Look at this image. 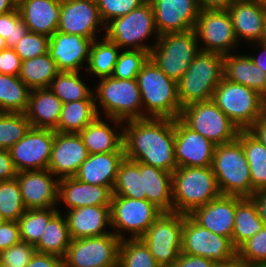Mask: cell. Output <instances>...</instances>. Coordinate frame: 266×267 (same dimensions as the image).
<instances>
[{"instance_id":"ab89813d","label":"cell","mask_w":266,"mask_h":267,"mask_svg":"<svg viewBox=\"0 0 266 267\" xmlns=\"http://www.w3.org/2000/svg\"><path fill=\"white\" fill-rule=\"evenodd\" d=\"M101 40H93L87 64L88 67H84L87 72L94 74L95 77L97 76L100 79L113 75L120 53L119 49H121L105 36Z\"/></svg>"},{"instance_id":"60d3db41","label":"cell","mask_w":266,"mask_h":267,"mask_svg":"<svg viewBox=\"0 0 266 267\" xmlns=\"http://www.w3.org/2000/svg\"><path fill=\"white\" fill-rule=\"evenodd\" d=\"M62 103L95 99L94 92L80 78L79 72H59L48 87Z\"/></svg>"},{"instance_id":"681fc988","label":"cell","mask_w":266,"mask_h":267,"mask_svg":"<svg viewBox=\"0 0 266 267\" xmlns=\"http://www.w3.org/2000/svg\"><path fill=\"white\" fill-rule=\"evenodd\" d=\"M49 37L28 32L12 48L22 61L44 55L48 52Z\"/></svg>"},{"instance_id":"836d02e7","label":"cell","mask_w":266,"mask_h":267,"mask_svg":"<svg viewBox=\"0 0 266 267\" xmlns=\"http://www.w3.org/2000/svg\"><path fill=\"white\" fill-rule=\"evenodd\" d=\"M263 227L264 224L253 201L249 197L236 196L234 229L231 235L233 246L238 249Z\"/></svg>"},{"instance_id":"30bf717a","label":"cell","mask_w":266,"mask_h":267,"mask_svg":"<svg viewBox=\"0 0 266 267\" xmlns=\"http://www.w3.org/2000/svg\"><path fill=\"white\" fill-rule=\"evenodd\" d=\"M179 118L215 145L235 140L240 131L212 99L185 106Z\"/></svg>"},{"instance_id":"2644e50d","label":"cell","mask_w":266,"mask_h":267,"mask_svg":"<svg viewBox=\"0 0 266 267\" xmlns=\"http://www.w3.org/2000/svg\"><path fill=\"white\" fill-rule=\"evenodd\" d=\"M245 267H260V266H245ZM262 267V266H261Z\"/></svg>"},{"instance_id":"4fadbf2b","label":"cell","mask_w":266,"mask_h":267,"mask_svg":"<svg viewBox=\"0 0 266 267\" xmlns=\"http://www.w3.org/2000/svg\"><path fill=\"white\" fill-rule=\"evenodd\" d=\"M181 253L205 257L215 263H226L237 258V249L228 237L209 231L184 214Z\"/></svg>"},{"instance_id":"44dd1931","label":"cell","mask_w":266,"mask_h":267,"mask_svg":"<svg viewBox=\"0 0 266 267\" xmlns=\"http://www.w3.org/2000/svg\"><path fill=\"white\" fill-rule=\"evenodd\" d=\"M88 155L79 133L55 132L47 169L59 180L74 177Z\"/></svg>"},{"instance_id":"d6986e66","label":"cell","mask_w":266,"mask_h":267,"mask_svg":"<svg viewBox=\"0 0 266 267\" xmlns=\"http://www.w3.org/2000/svg\"><path fill=\"white\" fill-rule=\"evenodd\" d=\"M26 209L55 208L59 179L48 169L22 171L16 175Z\"/></svg>"},{"instance_id":"f907efd6","label":"cell","mask_w":266,"mask_h":267,"mask_svg":"<svg viewBox=\"0 0 266 267\" xmlns=\"http://www.w3.org/2000/svg\"><path fill=\"white\" fill-rule=\"evenodd\" d=\"M100 17L106 25L112 19L127 15L147 0H95Z\"/></svg>"},{"instance_id":"a7ac6f4b","label":"cell","mask_w":266,"mask_h":267,"mask_svg":"<svg viewBox=\"0 0 266 267\" xmlns=\"http://www.w3.org/2000/svg\"><path fill=\"white\" fill-rule=\"evenodd\" d=\"M7 48L6 40L0 35V52Z\"/></svg>"},{"instance_id":"bcb514c9","label":"cell","mask_w":266,"mask_h":267,"mask_svg":"<svg viewBox=\"0 0 266 267\" xmlns=\"http://www.w3.org/2000/svg\"><path fill=\"white\" fill-rule=\"evenodd\" d=\"M237 258L244 266L266 267V226L237 249Z\"/></svg>"},{"instance_id":"6da1fadb","label":"cell","mask_w":266,"mask_h":267,"mask_svg":"<svg viewBox=\"0 0 266 267\" xmlns=\"http://www.w3.org/2000/svg\"><path fill=\"white\" fill-rule=\"evenodd\" d=\"M124 122L125 158L170 173L176 170L174 119L146 117Z\"/></svg>"},{"instance_id":"7dc6e473","label":"cell","mask_w":266,"mask_h":267,"mask_svg":"<svg viewBox=\"0 0 266 267\" xmlns=\"http://www.w3.org/2000/svg\"><path fill=\"white\" fill-rule=\"evenodd\" d=\"M149 58V52L126 49L119 53L113 77L116 79H136L142 66Z\"/></svg>"},{"instance_id":"680465c9","label":"cell","mask_w":266,"mask_h":267,"mask_svg":"<svg viewBox=\"0 0 266 267\" xmlns=\"http://www.w3.org/2000/svg\"><path fill=\"white\" fill-rule=\"evenodd\" d=\"M249 198L255 204L258 215L266 226V189L255 191Z\"/></svg>"},{"instance_id":"ac0fdd59","label":"cell","mask_w":266,"mask_h":267,"mask_svg":"<svg viewBox=\"0 0 266 267\" xmlns=\"http://www.w3.org/2000/svg\"><path fill=\"white\" fill-rule=\"evenodd\" d=\"M100 26L105 31L95 0H62L57 31L95 40Z\"/></svg>"},{"instance_id":"ba28073f","label":"cell","mask_w":266,"mask_h":267,"mask_svg":"<svg viewBox=\"0 0 266 267\" xmlns=\"http://www.w3.org/2000/svg\"><path fill=\"white\" fill-rule=\"evenodd\" d=\"M105 31L104 36L122 50L127 47L126 49L149 53L154 46L145 45L143 41L149 39L154 33L157 38L160 36L156 29L153 9L148 0L127 15L112 19L105 25Z\"/></svg>"},{"instance_id":"9a60e30c","label":"cell","mask_w":266,"mask_h":267,"mask_svg":"<svg viewBox=\"0 0 266 267\" xmlns=\"http://www.w3.org/2000/svg\"><path fill=\"white\" fill-rule=\"evenodd\" d=\"M193 30L198 43L203 42L199 48L201 51L224 56L232 53L230 51L238 45L232 20L227 10H200Z\"/></svg>"},{"instance_id":"9f6ffc18","label":"cell","mask_w":266,"mask_h":267,"mask_svg":"<svg viewBox=\"0 0 266 267\" xmlns=\"http://www.w3.org/2000/svg\"><path fill=\"white\" fill-rule=\"evenodd\" d=\"M215 262L205 257L180 253L171 267H214Z\"/></svg>"},{"instance_id":"be15d7a7","label":"cell","mask_w":266,"mask_h":267,"mask_svg":"<svg viewBox=\"0 0 266 267\" xmlns=\"http://www.w3.org/2000/svg\"><path fill=\"white\" fill-rule=\"evenodd\" d=\"M17 8L15 0H0V14L13 11Z\"/></svg>"},{"instance_id":"52a82bcc","label":"cell","mask_w":266,"mask_h":267,"mask_svg":"<svg viewBox=\"0 0 266 267\" xmlns=\"http://www.w3.org/2000/svg\"><path fill=\"white\" fill-rule=\"evenodd\" d=\"M155 42L149 57L170 79L178 82L200 51L195 31L161 34Z\"/></svg>"},{"instance_id":"f35d334b","label":"cell","mask_w":266,"mask_h":267,"mask_svg":"<svg viewBox=\"0 0 266 267\" xmlns=\"http://www.w3.org/2000/svg\"><path fill=\"white\" fill-rule=\"evenodd\" d=\"M31 89L18 77L0 73V112L25 113Z\"/></svg>"},{"instance_id":"ee69618b","label":"cell","mask_w":266,"mask_h":267,"mask_svg":"<svg viewBox=\"0 0 266 267\" xmlns=\"http://www.w3.org/2000/svg\"><path fill=\"white\" fill-rule=\"evenodd\" d=\"M30 128L25 113L0 112V149L9 150Z\"/></svg>"},{"instance_id":"ffe728a7","label":"cell","mask_w":266,"mask_h":267,"mask_svg":"<svg viewBox=\"0 0 266 267\" xmlns=\"http://www.w3.org/2000/svg\"><path fill=\"white\" fill-rule=\"evenodd\" d=\"M148 2L153 9L159 35L194 29L200 12L198 0H148Z\"/></svg>"},{"instance_id":"f1b7e54d","label":"cell","mask_w":266,"mask_h":267,"mask_svg":"<svg viewBox=\"0 0 266 267\" xmlns=\"http://www.w3.org/2000/svg\"><path fill=\"white\" fill-rule=\"evenodd\" d=\"M62 101L49 88L31 90L25 112L31 127L55 129L62 109Z\"/></svg>"},{"instance_id":"83f0119b","label":"cell","mask_w":266,"mask_h":267,"mask_svg":"<svg viewBox=\"0 0 266 267\" xmlns=\"http://www.w3.org/2000/svg\"><path fill=\"white\" fill-rule=\"evenodd\" d=\"M125 152L89 154L74 176L84 183L110 187L113 190Z\"/></svg>"},{"instance_id":"f5cc1de1","label":"cell","mask_w":266,"mask_h":267,"mask_svg":"<svg viewBox=\"0 0 266 267\" xmlns=\"http://www.w3.org/2000/svg\"><path fill=\"white\" fill-rule=\"evenodd\" d=\"M22 60L13 48L7 47L0 52V73L19 76Z\"/></svg>"},{"instance_id":"2e32d148","label":"cell","mask_w":266,"mask_h":267,"mask_svg":"<svg viewBox=\"0 0 266 267\" xmlns=\"http://www.w3.org/2000/svg\"><path fill=\"white\" fill-rule=\"evenodd\" d=\"M55 132L54 129L31 127L25 136L9 149L18 172L47 169Z\"/></svg>"},{"instance_id":"7a4b0ae2","label":"cell","mask_w":266,"mask_h":267,"mask_svg":"<svg viewBox=\"0 0 266 267\" xmlns=\"http://www.w3.org/2000/svg\"><path fill=\"white\" fill-rule=\"evenodd\" d=\"M146 117L176 119L181 113L177 82L149 57L136 77ZM145 111H148L147 113ZM149 114V115H148Z\"/></svg>"},{"instance_id":"e575fe53","label":"cell","mask_w":266,"mask_h":267,"mask_svg":"<svg viewBox=\"0 0 266 267\" xmlns=\"http://www.w3.org/2000/svg\"><path fill=\"white\" fill-rule=\"evenodd\" d=\"M71 242L66 216L58 211L48 222L39 241L34 245L36 252L53 254L64 258Z\"/></svg>"},{"instance_id":"8d00e7d4","label":"cell","mask_w":266,"mask_h":267,"mask_svg":"<svg viewBox=\"0 0 266 267\" xmlns=\"http://www.w3.org/2000/svg\"><path fill=\"white\" fill-rule=\"evenodd\" d=\"M59 73L55 61L47 52L44 55L22 61L19 78L31 89L48 88Z\"/></svg>"},{"instance_id":"e7e4bbea","label":"cell","mask_w":266,"mask_h":267,"mask_svg":"<svg viewBox=\"0 0 266 267\" xmlns=\"http://www.w3.org/2000/svg\"><path fill=\"white\" fill-rule=\"evenodd\" d=\"M214 267H245L238 258L226 263H216Z\"/></svg>"},{"instance_id":"8fae6325","label":"cell","mask_w":266,"mask_h":267,"mask_svg":"<svg viewBox=\"0 0 266 267\" xmlns=\"http://www.w3.org/2000/svg\"><path fill=\"white\" fill-rule=\"evenodd\" d=\"M162 213L161 209L146 199L112 195L110 227L116 229L113 233L120 240L125 239V232L131 233L132 239L141 238Z\"/></svg>"},{"instance_id":"91938a15","label":"cell","mask_w":266,"mask_h":267,"mask_svg":"<svg viewBox=\"0 0 266 267\" xmlns=\"http://www.w3.org/2000/svg\"><path fill=\"white\" fill-rule=\"evenodd\" d=\"M247 131L266 147V120L258 118Z\"/></svg>"},{"instance_id":"89a4df30","label":"cell","mask_w":266,"mask_h":267,"mask_svg":"<svg viewBox=\"0 0 266 267\" xmlns=\"http://www.w3.org/2000/svg\"><path fill=\"white\" fill-rule=\"evenodd\" d=\"M6 221L1 215H0V225H2Z\"/></svg>"},{"instance_id":"603a6c76","label":"cell","mask_w":266,"mask_h":267,"mask_svg":"<svg viewBox=\"0 0 266 267\" xmlns=\"http://www.w3.org/2000/svg\"><path fill=\"white\" fill-rule=\"evenodd\" d=\"M235 211L236 196L220 195L209 203L195 208L189 216L201 227L231 239Z\"/></svg>"},{"instance_id":"03108f58","label":"cell","mask_w":266,"mask_h":267,"mask_svg":"<svg viewBox=\"0 0 266 267\" xmlns=\"http://www.w3.org/2000/svg\"><path fill=\"white\" fill-rule=\"evenodd\" d=\"M261 118L266 120V92L261 95Z\"/></svg>"},{"instance_id":"277c9868","label":"cell","mask_w":266,"mask_h":267,"mask_svg":"<svg viewBox=\"0 0 266 267\" xmlns=\"http://www.w3.org/2000/svg\"><path fill=\"white\" fill-rule=\"evenodd\" d=\"M224 56L218 53L199 51L188 69L177 82L181 108L210 100L223 78Z\"/></svg>"},{"instance_id":"6f0895ef","label":"cell","mask_w":266,"mask_h":267,"mask_svg":"<svg viewBox=\"0 0 266 267\" xmlns=\"http://www.w3.org/2000/svg\"><path fill=\"white\" fill-rule=\"evenodd\" d=\"M17 173L9 150L0 149V181L12 180L16 178Z\"/></svg>"},{"instance_id":"f6af8a7d","label":"cell","mask_w":266,"mask_h":267,"mask_svg":"<svg viewBox=\"0 0 266 267\" xmlns=\"http://www.w3.org/2000/svg\"><path fill=\"white\" fill-rule=\"evenodd\" d=\"M26 210L17 179L0 181V215L6 221H18Z\"/></svg>"},{"instance_id":"cb8c5ba5","label":"cell","mask_w":266,"mask_h":267,"mask_svg":"<svg viewBox=\"0 0 266 267\" xmlns=\"http://www.w3.org/2000/svg\"><path fill=\"white\" fill-rule=\"evenodd\" d=\"M227 11L238 42H259L266 19L265 0H236Z\"/></svg>"},{"instance_id":"8992f818","label":"cell","mask_w":266,"mask_h":267,"mask_svg":"<svg viewBox=\"0 0 266 267\" xmlns=\"http://www.w3.org/2000/svg\"><path fill=\"white\" fill-rule=\"evenodd\" d=\"M95 89V101H99L107 119L116 125L124 121L145 118L141 93L136 79H116L113 76L100 79ZM123 121V122H122Z\"/></svg>"},{"instance_id":"d6a6232c","label":"cell","mask_w":266,"mask_h":267,"mask_svg":"<svg viewBox=\"0 0 266 267\" xmlns=\"http://www.w3.org/2000/svg\"><path fill=\"white\" fill-rule=\"evenodd\" d=\"M95 99H84L62 104L58 126L54 129L61 133H79L99 115Z\"/></svg>"},{"instance_id":"e0dca14e","label":"cell","mask_w":266,"mask_h":267,"mask_svg":"<svg viewBox=\"0 0 266 267\" xmlns=\"http://www.w3.org/2000/svg\"><path fill=\"white\" fill-rule=\"evenodd\" d=\"M174 152L177 167H211L216 145L189 128L179 117L174 119Z\"/></svg>"},{"instance_id":"003e7915","label":"cell","mask_w":266,"mask_h":267,"mask_svg":"<svg viewBox=\"0 0 266 267\" xmlns=\"http://www.w3.org/2000/svg\"><path fill=\"white\" fill-rule=\"evenodd\" d=\"M259 43L266 46V19L264 22L263 35H262L261 39L259 40Z\"/></svg>"},{"instance_id":"d590c367","label":"cell","mask_w":266,"mask_h":267,"mask_svg":"<svg viewBox=\"0 0 266 267\" xmlns=\"http://www.w3.org/2000/svg\"><path fill=\"white\" fill-rule=\"evenodd\" d=\"M237 139L243 146L249 164L253 190L266 189V147L247 130H240Z\"/></svg>"},{"instance_id":"9c48e42d","label":"cell","mask_w":266,"mask_h":267,"mask_svg":"<svg viewBox=\"0 0 266 267\" xmlns=\"http://www.w3.org/2000/svg\"><path fill=\"white\" fill-rule=\"evenodd\" d=\"M212 100L239 130H247L261 116V95L225 78L214 90Z\"/></svg>"},{"instance_id":"b9f144b4","label":"cell","mask_w":266,"mask_h":267,"mask_svg":"<svg viewBox=\"0 0 266 267\" xmlns=\"http://www.w3.org/2000/svg\"><path fill=\"white\" fill-rule=\"evenodd\" d=\"M57 212L56 208L26 210L18 220L21 241L35 245L42 236L49 220Z\"/></svg>"},{"instance_id":"6125c7cd","label":"cell","mask_w":266,"mask_h":267,"mask_svg":"<svg viewBox=\"0 0 266 267\" xmlns=\"http://www.w3.org/2000/svg\"><path fill=\"white\" fill-rule=\"evenodd\" d=\"M254 44L258 45L262 50L261 54L258 55V57L255 56H250L252 61L254 62L257 67L262 69L264 72H266V46L259 43V42H254Z\"/></svg>"},{"instance_id":"4dcf8cb0","label":"cell","mask_w":266,"mask_h":267,"mask_svg":"<svg viewBox=\"0 0 266 267\" xmlns=\"http://www.w3.org/2000/svg\"><path fill=\"white\" fill-rule=\"evenodd\" d=\"M109 125L98 116L92 123L79 132L89 154L124 152L123 127L120 133H118L117 130L115 131Z\"/></svg>"},{"instance_id":"94428289","label":"cell","mask_w":266,"mask_h":267,"mask_svg":"<svg viewBox=\"0 0 266 267\" xmlns=\"http://www.w3.org/2000/svg\"><path fill=\"white\" fill-rule=\"evenodd\" d=\"M236 0H198L200 10H227Z\"/></svg>"},{"instance_id":"816d5d0a","label":"cell","mask_w":266,"mask_h":267,"mask_svg":"<svg viewBox=\"0 0 266 267\" xmlns=\"http://www.w3.org/2000/svg\"><path fill=\"white\" fill-rule=\"evenodd\" d=\"M35 253L34 245L20 241L0 252V267H26Z\"/></svg>"},{"instance_id":"11a10c76","label":"cell","mask_w":266,"mask_h":267,"mask_svg":"<svg viewBox=\"0 0 266 267\" xmlns=\"http://www.w3.org/2000/svg\"><path fill=\"white\" fill-rule=\"evenodd\" d=\"M26 267H64V259L53 254L36 252Z\"/></svg>"},{"instance_id":"3957f363","label":"cell","mask_w":266,"mask_h":267,"mask_svg":"<svg viewBox=\"0 0 266 267\" xmlns=\"http://www.w3.org/2000/svg\"><path fill=\"white\" fill-rule=\"evenodd\" d=\"M221 195L212 167H177L172 173L173 212L189 215Z\"/></svg>"},{"instance_id":"5bb4252c","label":"cell","mask_w":266,"mask_h":267,"mask_svg":"<svg viewBox=\"0 0 266 267\" xmlns=\"http://www.w3.org/2000/svg\"><path fill=\"white\" fill-rule=\"evenodd\" d=\"M120 239L112 232L98 237L71 239L64 267H117Z\"/></svg>"},{"instance_id":"5b68a950","label":"cell","mask_w":266,"mask_h":267,"mask_svg":"<svg viewBox=\"0 0 266 267\" xmlns=\"http://www.w3.org/2000/svg\"><path fill=\"white\" fill-rule=\"evenodd\" d=\"M211 167L221 195L250 197L255 192L251 184L249 164L237 138L216 145Z\"/></svg>"},{"instance_id":"c3c4849f","label":"cell","mask_w":266,"mask_h":267,"mask_svg":"<svg viewBox=\"0 0 266 267\" xmlns=\"http://www.w3.org/2000/svg\"><path fill=\"white\" fill-rule=\"evenodd\" d=\"M29 32L21 19L18 8L0 14V35L6 40L7 47H13Z\"/></svg>"},{"instance_id":"d4e9b609","label":"cell","mask_w":266,"mask_h":267,"mask_svg":"<svg viewBox=\"0 0 266 267\" xmlns=\"http://www.w3.org/2000/svg\"><path fill=\"white\" fill-rule=\"evenodd\" d=\"M112 195L110 187L84 183L75 177L59 180L58 200L69 210L84 206H111Z\"/></svg>"},{"instance_id":"7bdbcfd3","label":"cell","mask_w":266,"mask_h":267,"mask_svg":"<svg viewBox=\"0 0 266 267\" xmlns=\"http://www.w3.org/2000/svg\"><path fill=\"white\" fill-rule=\"evenodd\" d=\"M119 267H161L140 239L126 238L119 244Z\"/></svg>"},{"instance_id":"7402d4cb","label":"cell","mask_w":266,"mask_h":267,"mask_svg":"<svg viewBox=\"0 0 266 267\" xmlns=\"http://www.w3.org/2000/svg\"><path fill=\"white\" fill-rule=\"evenodd\" d=\"M93 40L77 34L56 31L49 38L48 53L59 72H79L89 61Z\"/></svg>"},{"instance_id":"4316f807","label":"cell","mask_w":266,"mask_h":267,"mask_svg":"<svg viewBox=\"0 0 266 267\" xmlns=\"http://www.w3.org/2000/svg\"><path fill=\"white\" fill-rule=\"evenodd\" d=\"M69 211V212H68ZM66 213L71 239L103 236L111 226L110 206H84Z\"/></svg>"},{"instance_id":"db71d44e","label":"cell","mask_w":266,"mask_h":267,"mask_svg":"<svg viewBox=\"0 0 266 267\" xmlns=\"http://www.w3.org/2000/svg\"><path fill=\"white\" fill-rule=\"evenodd\" d=\"M20 228L18 221H4L0 225V252L20 242Z\"/></svg>"},{"instance_id":"74e56055","label":"cell","mask_w":266,"mask_h":267,"mask_svg":"<svg viewBox=\"0 0 266 267\" xmlns=\"http://www.w3.org/2000/svg\"><path fill=\"white\" fill-rule=\"evenodd\" d=\"M113 195L146 199L143 183V163L124 158L117 172Z\"/></svg>"},{"instance_id":"7c38bea8","label":"cell","mask_w":266,"mask_h":267,"mask_svg":"<svg viewBox=\"0 0 266 267\" xmlns=\"http://www.w3.org/2000/svg\"><path fill=\"white\" fill-rule=\"evenodd\" d=\"M184 214L163 212L140 238L161 267H171L181 253Z\"/></svg>"},{"instance_id":"1f68e13d","label":"cell","mask_w":266,"mask_h":267,"mask_svg":"<svg viewBox=\"0 0 266 267\" xmlns=\"http://www.w3.org/2000/svg\"><path fill=\"white\" fill-rule=\"evenodd\" d=\"M146 200L163 212H173L172 173L143 163Z\"/></svg>"},{"instance_id":"f546056e","label":"cell","mask_w":266,"mask_h":267,"mask_svg":"<svg viewBox=\"0 0 266 267\" xmlns=\"http://www.w3.org/2000/svg\"><path fill=\"white\" fill-rule=\"evenodd\" d=\"M223 78L252 88L260 95L266 92V72L254 64L250 55H224Z\"/></svg>"},{"instance_id":"484cf974","label":"cell","mask_w":266,"mask_h":267,"mask_svg":"<svg viewBox=\"0 0 266 267\" xmlns=\"http://www.w3.org/2000/svg\"><path fill=\"white\" fill-rule=\"evenodd\" d=\"M61 4L62 0H21L17 8L29 32L50 38L58 28Z\"/></svg>"}]
</instances>
